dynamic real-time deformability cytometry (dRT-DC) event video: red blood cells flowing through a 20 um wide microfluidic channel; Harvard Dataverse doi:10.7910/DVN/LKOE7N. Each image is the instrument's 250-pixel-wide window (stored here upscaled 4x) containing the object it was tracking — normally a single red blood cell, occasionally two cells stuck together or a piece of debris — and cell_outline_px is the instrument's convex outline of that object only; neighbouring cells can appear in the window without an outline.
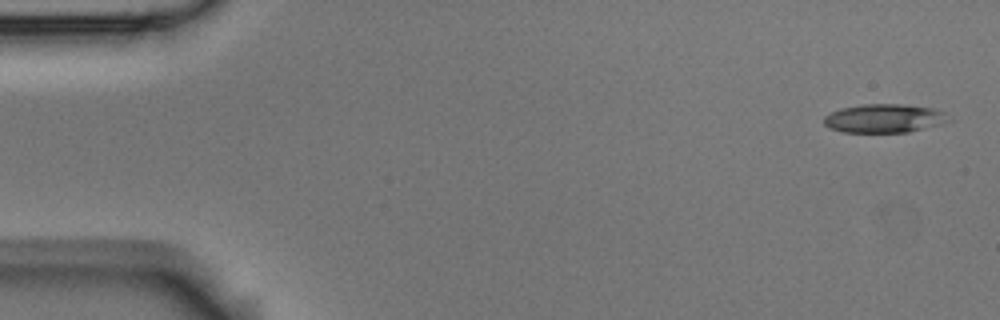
{"species": "Egyptian fruit bat (a non-hibernating species)", "species_latin": "Rousettus aegyptiacus", "temperature_condition": "room temperature", "stored_images_in_passage": 4, "camera_frame_rate_fps": 3000, "um_per_image_px": 0.085, "animal": {"sex": "male"}, "frame": {"image": 1, "passage_image": 1, "time_ms": 0.0, "image_size_px": [1000, 320], "cell_outline_px": [[944, 112], [940, 124], [908, 132], [844, 132], [828, 128], [824, 124], [824, 116], [840, 108], [864, 104], [904, 104], [932, 108]], "centroid_in_image_um": [75.03, 10.06], "position_along_channel_um": 10.0, "area_um2": 20.35}}
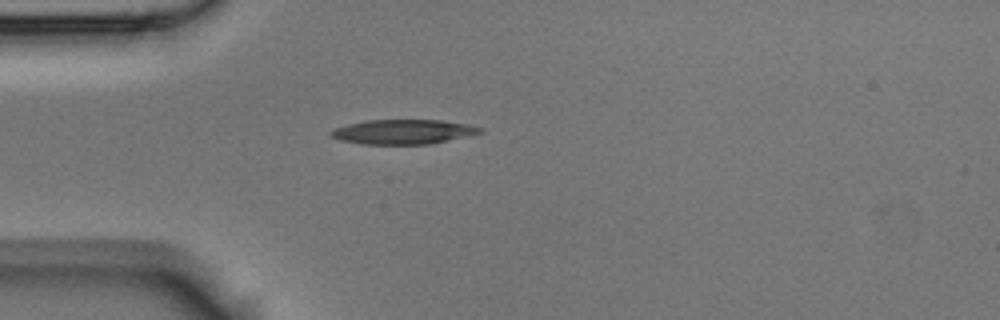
{"frame": {"image": 2, "passage_image": 4, "time_ms": 1.0, "image_size_px": [1000, 320], "cell_outline_px": [[484, 132], [428, 144], [364, 144], [340, 140], [332, 136], [328, 132], [336, 128], [348, 124], [364, 120], [440, 120], [468, 124], [484, 128]], "centroid_in_image_um": [34.27, 11.19], "position_along_channel_um": 50.7, "area_um2": 21.21}}